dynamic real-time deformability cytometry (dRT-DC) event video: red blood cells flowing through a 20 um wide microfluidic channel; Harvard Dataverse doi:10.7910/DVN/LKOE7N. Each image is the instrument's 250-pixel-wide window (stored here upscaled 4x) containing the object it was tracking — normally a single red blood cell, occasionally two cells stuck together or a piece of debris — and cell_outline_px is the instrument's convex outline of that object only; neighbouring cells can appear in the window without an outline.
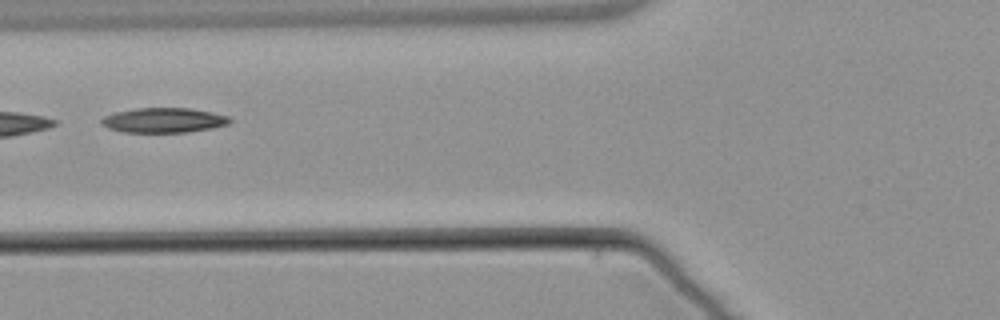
{"species": "common noctule bat (a hibernating species)", "species_latin": "Nyctalus noctula", "temperature_condition": "warm", "stored_images_in_passage": 4, "camera_frame_rate_fps": 3000, "um_per_image_px": 0.085, "animal": {"sex": "male", "body_mass_g": 21.5, "forearm_length_mm": 52.0}, "frame": {"image": 1, "passage_image": 2, "time_ms": 1.333, "image_size_px": [1000, 320], "cell_outline_px": [[232, 120], [228, 124], [212, 128], [188, 132], [124, 132], [108, 128], [100, 124], [100, 120], [104, 116], [116, 112], [136, 108], [192, 108], [212, 112], [228, 116]], "centroid_in_image_um": [13.91, 10.22], "position_along_channel_um": 111.9, "area_um2": 18.61}}